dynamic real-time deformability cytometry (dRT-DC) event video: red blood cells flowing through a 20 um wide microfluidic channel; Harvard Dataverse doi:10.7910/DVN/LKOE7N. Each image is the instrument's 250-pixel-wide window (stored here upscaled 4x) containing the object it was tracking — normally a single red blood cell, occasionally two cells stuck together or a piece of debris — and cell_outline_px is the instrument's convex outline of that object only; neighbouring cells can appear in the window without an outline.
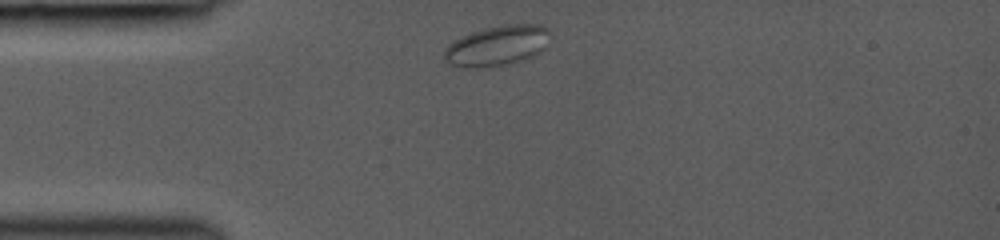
{"species": "common noctule bat (a hibernating species)", "species_latin": "Nyctalus noctula", "temperature_condition": "room temperature", "stored_images_in_passage": 22, "camera_frame_rate_fps": 3000, "um_per_image_px": 0.085, "animal": {"sex": "female", "body_mass_g": 19.0, "forearm_length_mm": 53.3}, "frame": {"image": 1, "passage_image": 1, "time_ms": 0.0, "image_size_px": [1000, 240], "cell_outline_px": [[552, 32], [544, 48], [536, 56], [524, 60], [508, 64], [472, 68], [456, 68], [444, 60], [444, 48], [448, 44], [460, 36], [484, 28], [500, 24], [540, 24], [548, 28]], "centroid_in_image_um": [42.26, 3.88], "position_along_channel_um": 42.7, "area_um2": 25.43}}
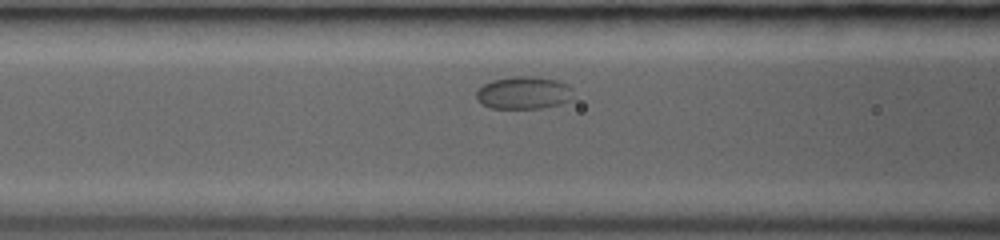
{"frame": {"image": 2, "passage_image": 7, "time_ms": 2.667, "image_size_px": [1000, 240], "cell_outline_px": [[572, 100], [560, 104], [540, 108], [492, 108], [476, 100], [476, 92], [484, 84], [492, 80], [512, 76], [536, 76], [556, 80], [568, 84], [572, 88]], "centroid_in_image_um": [44.54, 7.88], "position_along_channel_um": 122.1, "area_um2": 18.5}}
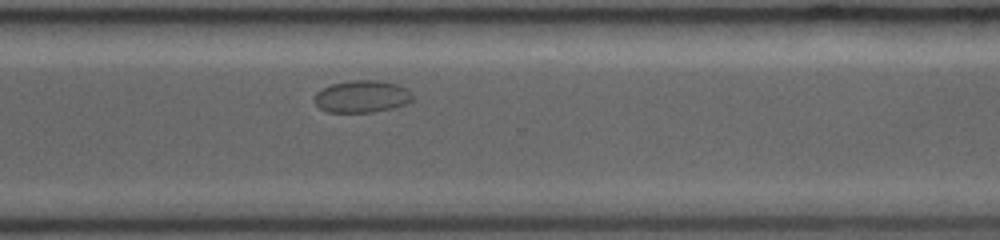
{"frame": {"image": 3, "passage_image": 22, "time_ms": 8.333, "image_size_px": [1000, 240], "cell_outline_px": [[412, 100], [404, 104], [392, 108], [372, 112], [328, 112], [320, 108], [312, 100], [316, 92], [332, 84], [348, 80], [380, 80], [396, 84], [404, 88], [412, 96]], "centroid_in_image_um": [30.7, 8.2], "position_along_channel_um": 339.9, "area_um2": 18.26}}